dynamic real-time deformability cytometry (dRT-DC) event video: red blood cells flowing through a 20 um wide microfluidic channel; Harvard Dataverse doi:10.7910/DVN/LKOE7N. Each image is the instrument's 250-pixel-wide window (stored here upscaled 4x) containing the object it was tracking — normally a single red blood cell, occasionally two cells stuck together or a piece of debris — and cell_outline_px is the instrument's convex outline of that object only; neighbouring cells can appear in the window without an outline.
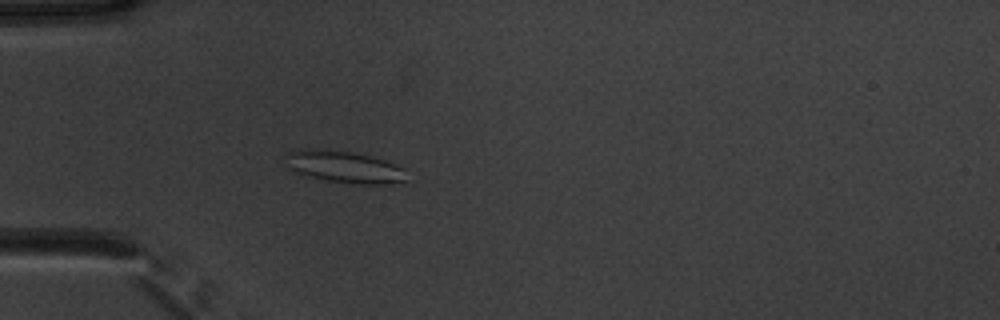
{"species": "common noctule bat (a hibernating species)", "species_latin": "Nyctalus noctula", "temperature_condition": "warm", "stored_images_in_passage": 54, "camera_frame_rate_fps": 3000, "um_per_image_px": 0.085, "animal": {"sex": "male", "body_mass_g": 20.1, "forearm_length_mm": 53.5}, "frame": {"image": 1, "passage_image": 17, "time_ms": 5.333, "image_size_px": [1000, 320], "cell_outline_px": [[408, 180], [392, 184], [360, 184], [328, 180], [300, 176], [292, 168], [284, 156], [288, 152], [300, 148], [316, 148], [352, 152], [384, 160], [404, 168]], "centroid_in_image_um": [29.26, 14.18], "position_along_channel_um": 55.7, "area_um2": 22.6}}
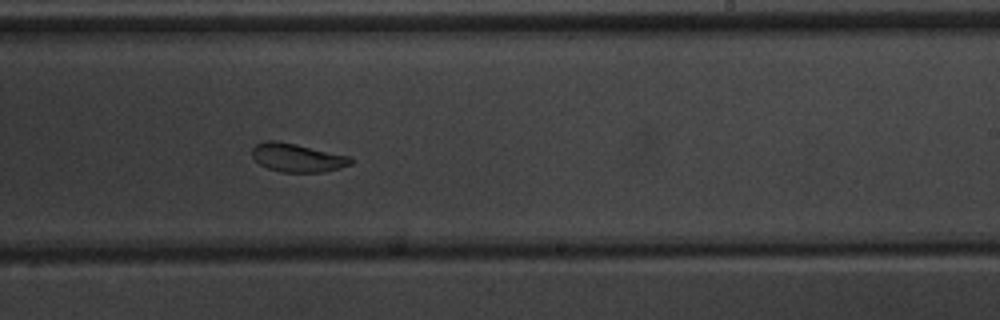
{"frame": {"image": 2, "passage_image": 34, "time_ms": 11.0, "image_size_px": [1000, 320], "cell_outline_px": [[352, 164], [340, 168], [324, 172], [280, 172], [268, 168], [260, 164], [252, 156], [252, 148], [256, 144], [264, 140], [276, 140], [296, 144], [352, 156]], "centroid_in_image_um": [25.29, 13.4], "position_along_channel_um": 263.7, "area_um2": 16.53}}
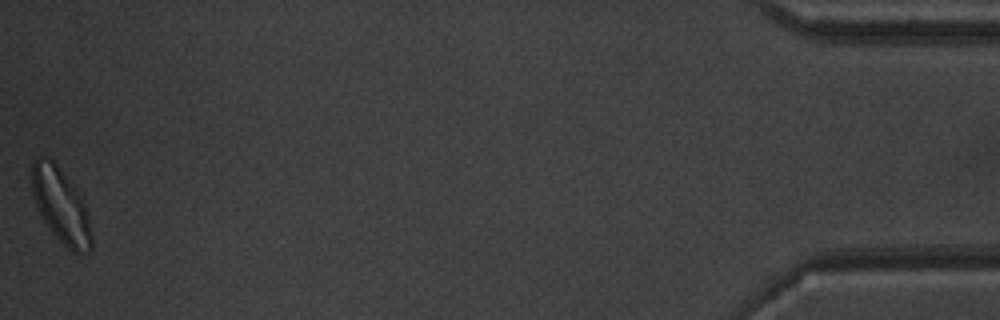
{"frame": {"image": 3, "passage_image": 54, "time_ms": 17.667, "image_size_px": [1000, 320], "cell_outline_px": [[92, 248], [88, 252], [72, 252], [48, 228], [40, 216], [32, 192], [32, 160], [36, 156], [48, 156], [56, 164], [80, 196], [84, 204], [88, 220], [92, 240]], "centroid_in_image_um": [5.13, 17.46], "position_along_channel_um": 430.1, "area_um2": 25.49}, "authors_computed_cell_mechanics": {"area_um2": 20.2878, "velocity_mm_per_s": 3.8331, "shape_relaxation_time_tau1_ms": 4.8504, "shape_relaxation_time_tau2_ms": 4.516, "deformation_change_tau1": 0.1315, "deformation_change_tau2": 0.1171}}